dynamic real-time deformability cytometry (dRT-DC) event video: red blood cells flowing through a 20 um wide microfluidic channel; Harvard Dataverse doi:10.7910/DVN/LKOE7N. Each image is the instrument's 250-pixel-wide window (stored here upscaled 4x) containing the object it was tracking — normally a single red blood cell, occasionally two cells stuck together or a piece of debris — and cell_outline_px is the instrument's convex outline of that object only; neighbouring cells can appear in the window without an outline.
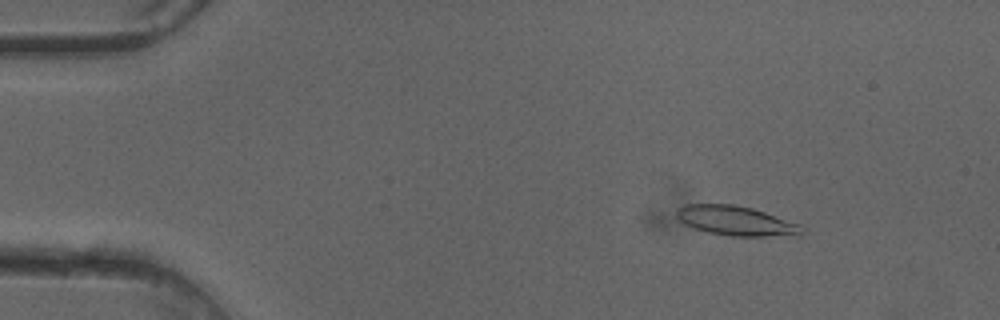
{"species": "common noctule bat (a hibernating species)", "species_latin": "Nyctalus noctula", "temperature_condition": "cold", "stored_images_in_passage": 50, "camera_frame_rate_fps": 3000, "um_per_image_px": 0.085, "animal": {"sex": "female"}, "frame": {"image": 1, "passage_image": 7, "time_ms": 2.0, "image_size_px": [1000, 320], "cell_outline_px": [[804, 232], [800, 236], [732, 236], [708, 232], [692, 228], [684, 224], [676, 216], [676, 212], [680, 208], [688, 204], [732, 204], [752, 208], [800, 224]], "centroid_in_image_um": [62.58, 18.78], "position_along_channel_um": 22.4, "area_um2": 21.56}}
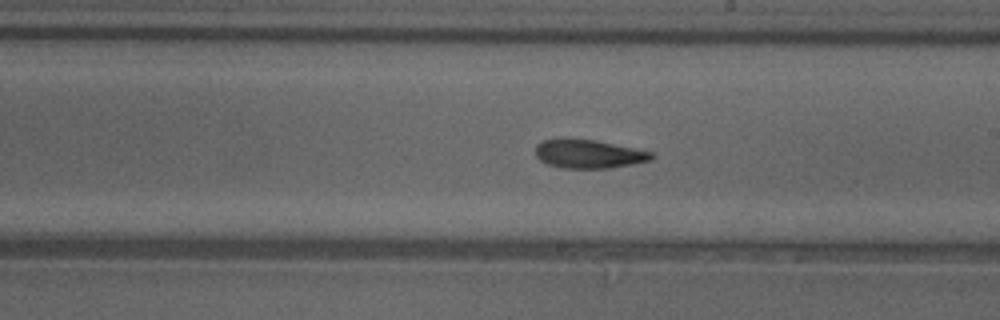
{"frame": {"image": 2, "passage_image": 29, "time_ms": 9.333, "image_size_px": [1000, 320], "cell_outline_px": [[656, 156], [652, 160], [632, 164], [608, 168], [564, 168], [548, 164], [540, 160], [536, 156], [536, 144], [544, 140], [596, 140], [652, 152]], "centroid_in_image_um": [50.08, 13.1], "position_along_channel_um": 238.9, "area_um2": 18.96}}
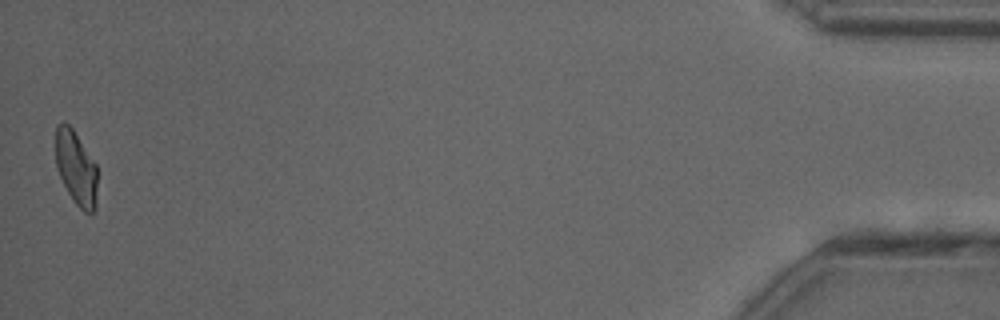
{"frame": {"image": 3, "passage_image": 50, "time_ms": 16.333, "image_size_px": [1000, 320], "cell_outline_px": [[96, 208], [92, 212], [84, 212], [76, 204], [68, 192], [56, 168], [56, 124], [64, 120], [72, 128], [96, 164]], "centroid_in_image_um": [6.45, 14.25], "position_along_channel_um": 428.7, "area_um2": 17.86}, "authors_computed_cell_mechanics": {"area_um2": 19.8254, "velocity_mm_per_s": 4.0921, "shape_relaxation_time_tau1_ms": null, "shape_relaxation_time_tau2_ms": 6.1623, "deformation_change_tau1": null, "deformation_change_tau2": 0.1666}}